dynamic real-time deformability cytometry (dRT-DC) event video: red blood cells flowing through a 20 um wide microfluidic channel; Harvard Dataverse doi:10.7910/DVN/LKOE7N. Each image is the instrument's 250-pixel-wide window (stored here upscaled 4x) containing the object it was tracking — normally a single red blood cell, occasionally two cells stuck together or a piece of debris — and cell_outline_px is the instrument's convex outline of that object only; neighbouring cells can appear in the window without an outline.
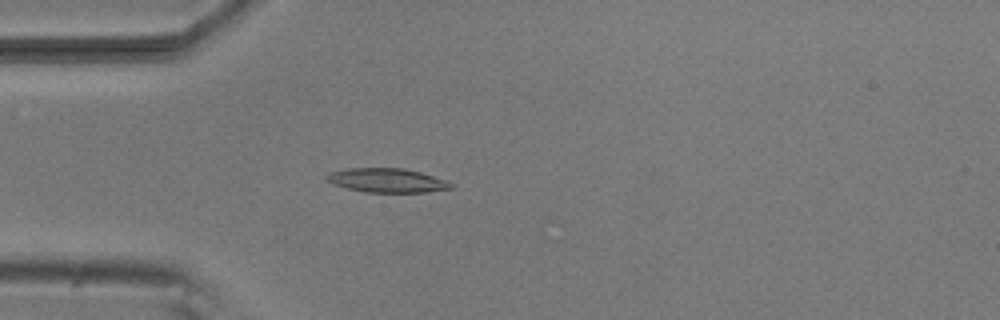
{"species": "common noctule bat (a hibernating species)", "species_latin": "Nyctalus noctula", "temperature_condition": "room temperature", "stored_images_in_passage": 53, "camera_frame_rate_fps": 3000, "um_per_image_px": 0.085, "animal": {"sex": "male", "body_mass_g": 20.5, "forearm_length_mm": 52.5}, "frame": {"image": 1, "passage_image": 15, "time_ms": 4.667, "image_size_px": [1000, 320], "cell_outline_px": [[456, 184], [452, 188], [424, 192], [364, 192], [348, 188], [336, 184], [328, 180], [324, 176], [328, 172], [348, 168], [404, 168], [420, 172]], "centroid_in_image_um": [32.9, 15.32], "position_along_channel_um": 52.1, "area_um2": 17.28}}
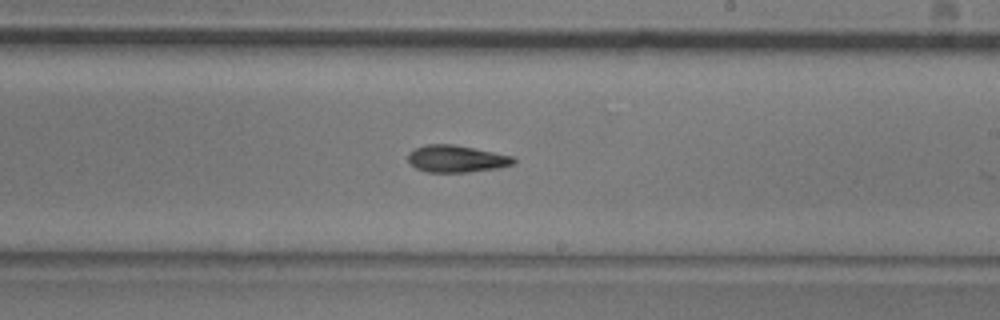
{"frame": {"image": 2, "passage_image": 31, "time_ms": 10.0, "image_size_px": [1000, 320], "cell_outline_px": [[516, 164], [500, 168], [468, 172], [428, 172], [416, 168], [408, 160], [408, 152], [416, 148], [428, 144], [452, 144], [512, 156], [516, 160]], "centroid_in_image_um": [38.81, 13.51], "position_along_channel_um": 250.2, "area_um2": 16.53}}
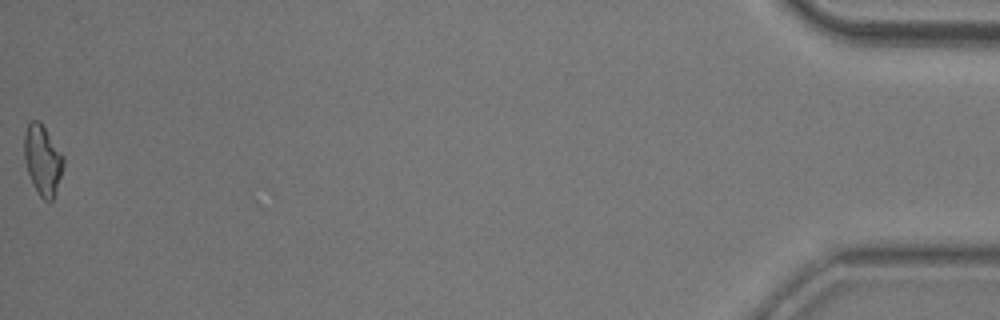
{"frame": {"image": 3, "passage_image": 53, "time_ms": 17.333, "image_size_px": [1000, 320], "cell_outline_px": [[64, 164], [52, 200], [44, 200], [40, 196], [32, 184], [28, 172], [24, 156], [24, 136], [28, 120], [40, 120], [64, 156]], "centroid_in_image_um": [3.61, 13.54], "position_along_channel_um": 431.6, "area_um2": 15.9}, "authors_computed_cell_mechanics": {"area_um2": 16.473, "velocity_mm_per_s": 3.8449, "shape_relaxation_time_tau1_ms": 8.6304, "shape_relaxation_time_tau2_ms": 3.8477, "deformation_change_tau1": 0.1959, "deformation_change_tau2": 0.1216}}